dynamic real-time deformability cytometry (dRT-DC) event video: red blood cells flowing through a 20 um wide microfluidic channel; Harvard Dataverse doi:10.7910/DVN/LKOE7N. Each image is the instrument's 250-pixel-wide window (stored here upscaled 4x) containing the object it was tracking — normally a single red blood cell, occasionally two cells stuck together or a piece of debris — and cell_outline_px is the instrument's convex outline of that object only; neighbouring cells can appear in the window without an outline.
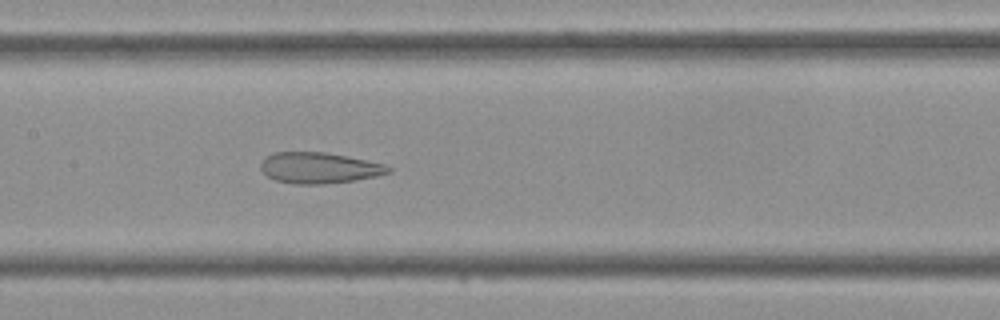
{"species": "Egyptian fruit bat (a non-hibernating species)", "species_latin": "Rousettus aegyptiacus", "temperature_condition": "cold", "stored_images_in_passage": 36, "camera_frame_rate_fps": 3000, "um_per_image_px": 0.085, "frame": {"image": 1, "passage_image": 13, "time_ms": 4.0, "image_size_px": [1000, 320], "cell_outline_px": [[392, 172], [376, 176], [356, 180], [324, 184], [296, 184], [276, 180], [268, 176], [260, 168], [260, 164], [264, 156], [276, 152], [324, 152], [348, 156], [384, 164], [392, 168]], "centroid_in_image_um": [27.13, 14.26], "position_along_channel_um": 180.3, "area_um2": 23.06}}
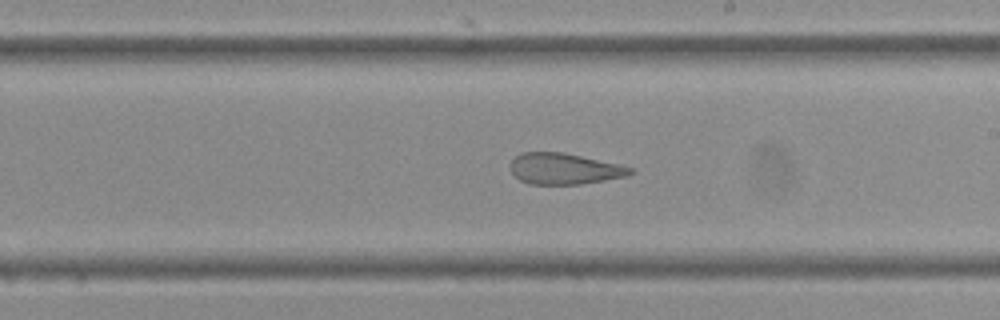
{"frame": {"image": 2, "passage_image": 17, "time_ms": 5.333, "image_size_px": [1000, 320], "cell_outline_px": [[636, 172], [628, 176], [580, 184], [532, 184], [520, 180], [512, 172], [508, 164], [520, 152], [564, 152], [620, 164], [632, 168]], "centroid_in_image_um": [47.98, 14.33], "position_along_channel_um": 241.0, "area_um2": 21.85}}
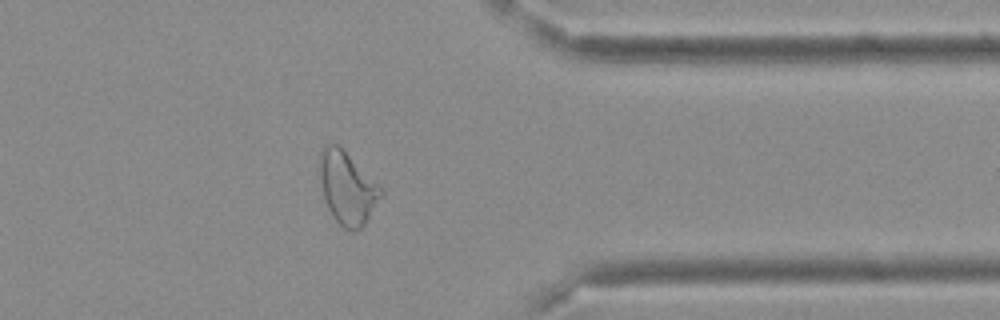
{"frame": {"image": 3, "passage_image": 27, "time_ms": 8.667, "image_size_px": [1000, 320], "cell_outline_px": [[384, 192], [364, 224], [360, 228], [352, 232], [344, 228], [332, 216], [328, 208], [324, 196], [320, 180], [320, 152], [328, 144], [336, 144], [380, 184], [384, 188]], "centroid_in_image_um": [29.54, 16.0], "position_along_channel_um": 381.9, "area_um2": 25.43}}